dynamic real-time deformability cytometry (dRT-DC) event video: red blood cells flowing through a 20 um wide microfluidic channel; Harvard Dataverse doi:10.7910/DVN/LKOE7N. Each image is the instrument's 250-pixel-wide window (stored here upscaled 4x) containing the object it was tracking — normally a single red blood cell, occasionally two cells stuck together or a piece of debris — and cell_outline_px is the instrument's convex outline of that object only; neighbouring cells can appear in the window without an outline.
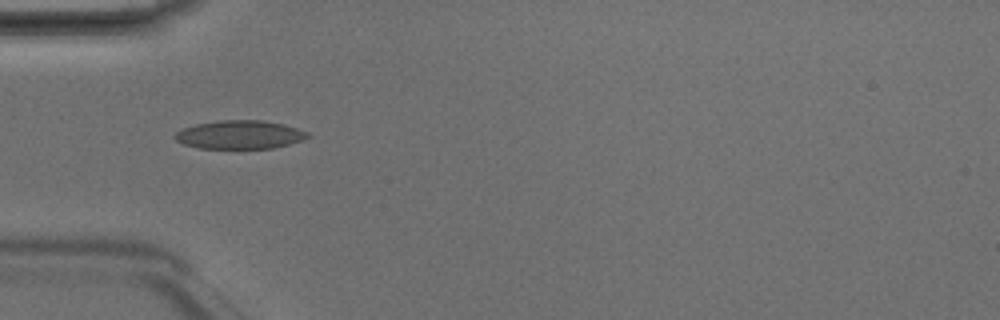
{"species": "Egyptian fruit bat (a non-hibernating species)", "species_latin": "Rousettus aegyptiacus", "temperature_condition": "room temperature", "stored_images_in_passage": 4, "camera_frame_rate_fps": 3000, "um_per_image_px": 0.085, "animal": {"sex": "male"}, "frame": {"image": 1, "passage_image": 4, "time_ms": 1.0, "image_size_px": [1000, 320], "cell_outline_px": [[312, 136], [304, 140], [272, 148], [200, 148], [184, 144], [176, 140], [172, 136], [176, 132], [184, 128], [196, 124], [220, 120], [260, 120], [284, 124], [308, 132]], "centroid_in_image_um": [20.4, 11.44], "position_along_channel_um": 64.6, "area_um2": 21.96}}